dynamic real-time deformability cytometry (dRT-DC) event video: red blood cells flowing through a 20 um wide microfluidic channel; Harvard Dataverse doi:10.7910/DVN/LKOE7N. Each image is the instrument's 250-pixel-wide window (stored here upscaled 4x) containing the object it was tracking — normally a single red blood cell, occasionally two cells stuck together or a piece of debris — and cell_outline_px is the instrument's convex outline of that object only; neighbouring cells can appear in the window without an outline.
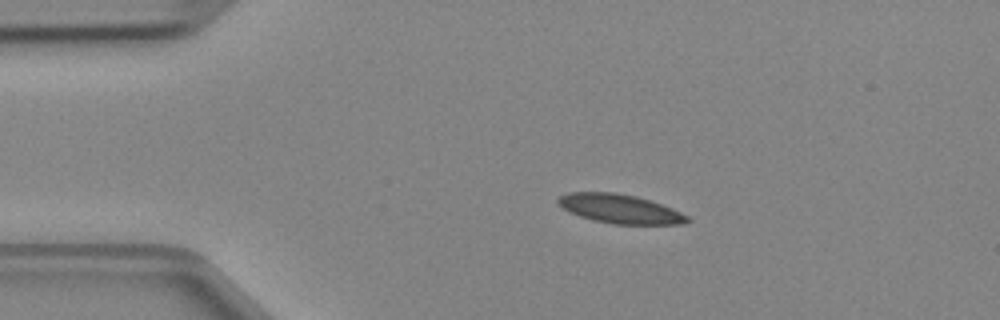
{"species": "Egyptian fruit bat (a non-hibernating species)", "species_latin": "Rousettus aegyptiacus", "temperature_condition": "cold", "stored_images_in_passage": 3, "camera_frame_rate_fps": 3000, "um_per_image_px": 0.085, "animal": {"sex": "female"}, "frame": {"image": 1, "passage_image": 2, "time_ms": 0.333, "image_size_px": [1000, 320], "cell_outline_px": [[692, 220], [684, 224], [612, 224], [592, 220], [568, 212], [556, 200], [560, 196], [568, 192], [616, 192], [636, 196], [672, 208], [688, 216]], "centroid_in_image_um": [52.69, 17.75], "position_along_channel_um": 32.3, "area_um2": 21.85}}